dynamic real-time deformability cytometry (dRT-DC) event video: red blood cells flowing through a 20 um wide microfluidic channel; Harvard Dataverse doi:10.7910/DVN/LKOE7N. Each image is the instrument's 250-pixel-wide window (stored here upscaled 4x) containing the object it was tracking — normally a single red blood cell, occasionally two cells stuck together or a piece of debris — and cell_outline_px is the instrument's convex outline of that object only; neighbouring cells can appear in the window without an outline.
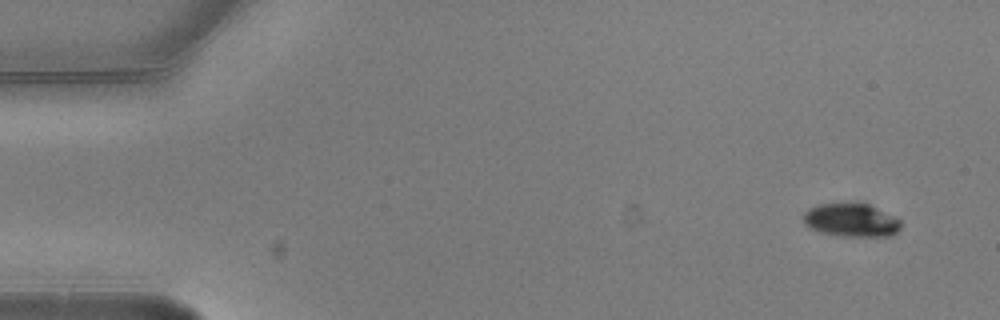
{"species": "common noctule bat (a hibernating species)", "species_latin": "Nyctalus noctula", "temperature_condition": "warm", "stored_images_in_passage": 5, "camera_frame_rate_fps": 3000, "um_per_image_px": 0.085, "animal": {"sex": "male", "body_mass_g": 20.5, "forearm_length_mm": 52.5}, "frame": {"image": 1, "passage_image": 1, "time_ms": 0.0, "image_size_px": [1000, 320], "cell_outline_px": [[900, 228], [892, 236], [844, 236], [820, 232], [804, 224], [804, 212], [808, 208], [820, 204], [852, 200], [856, 200], [868, 204], [896, 216], [900, 220]], "centroid_in_image_um": [72.36, 18.66], "position_along_channel_um": 12.6, "area_um2": 19.48}}
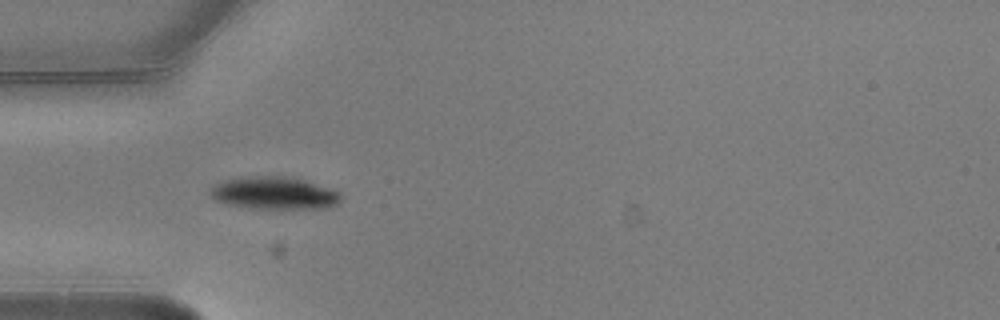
{"frame": {"image": 2, "passage_image": 4, "time_ms": 1.0, "image_size_px": [1000, 320], "cell_outline_px": [[344, 196], [336, 204], [328, 208], [256, 208], [228, 204], [216, 200], [208, 192], [216, 184], [228, 180], [260, 176], [284, 176], [304, 180], [332, 188], [340, 192]], "centroid_in_image_um": [23.4, 16.42], "position_along_channel_um": 61.6, "area_um2": 24.33}}
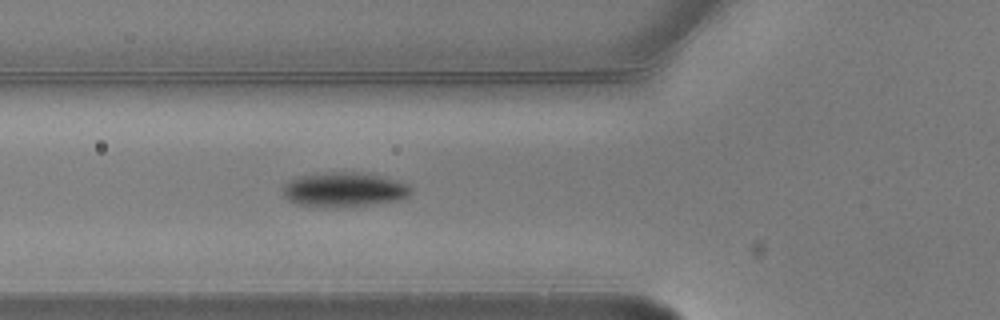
{"frame": {"image": 3, "passage_image": 5, "time_ms": 1.333, "image_size_px": [1000, 320], "cell_outline_px": [[412, 192], [408, 196], [396, 200], [372, 204], [336, 208], [324, 208], [296, 204], [288, 200], [284, 196], [284, 184], [292, 180], [304, 176], [332, 172], [356, 172], [380, 176], [396, 180], [408, 184], [412, 188]], "centroid_in_image_um": [29.26, 16.14], "position_along_channel_um": 96.5, "area_um2": 25.61}}